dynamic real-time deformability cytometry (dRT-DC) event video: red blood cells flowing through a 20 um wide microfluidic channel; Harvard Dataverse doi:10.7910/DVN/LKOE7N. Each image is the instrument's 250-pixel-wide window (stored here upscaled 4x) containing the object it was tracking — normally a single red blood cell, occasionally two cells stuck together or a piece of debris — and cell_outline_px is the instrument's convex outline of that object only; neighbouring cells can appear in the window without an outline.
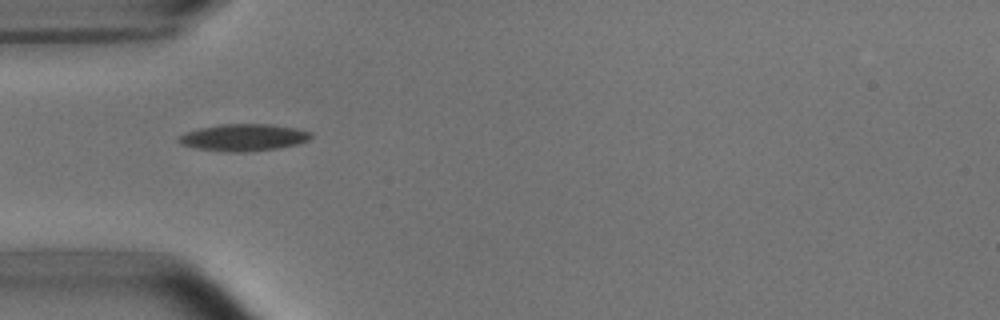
{"species": "common noctule bat (a hibernating species)", "species_latin": "Nyctalus noctula", "temperature_condition": "room temperature", "stored_images_in_passage": 7, "camera_frame_rate_fps": 3000, "um_per_image_px": 0.085, "animal": {"sex": "male", "body_mass_g": 15.6}, "frame": {"image": 1, "passage_image": 1, "time_ms": 0.0, "image_size_px": [1000, 320], "cell_outline_px": [[312, 136], [308, 140], [300, 144], [276, 148], [244, 152], [228, 152], [196, 148], [180, 144], [176, 140], [180, 136], [188, 132], [200, 128], [220, 124], [272, 124], [296, 128], [312, 132]], "centroid_in_image_um": [20.73, 11.68], "position_along_channel_um": 64.3, "area_um2": 20.75}}